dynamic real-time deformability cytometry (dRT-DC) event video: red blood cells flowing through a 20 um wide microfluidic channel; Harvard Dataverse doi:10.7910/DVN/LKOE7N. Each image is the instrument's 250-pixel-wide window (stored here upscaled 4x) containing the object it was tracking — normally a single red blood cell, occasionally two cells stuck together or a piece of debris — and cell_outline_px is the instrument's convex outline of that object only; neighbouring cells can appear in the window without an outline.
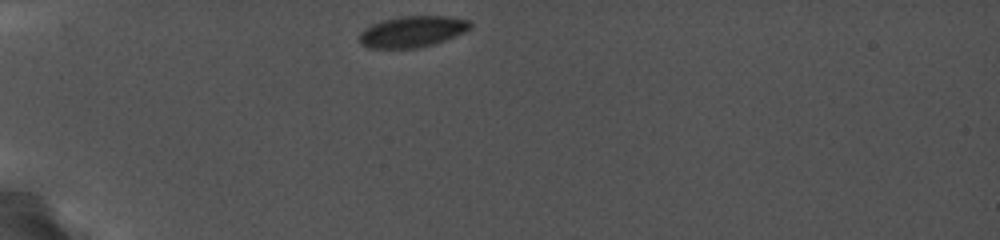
{"species": "common noctule bat (a hibernating species)", "species_latin": "Nyctalus noctula", "temperature_condition": "cold", "stored_images_in_passage": 33, "camera_frame_rate_fps": 5000, "um_per_image_px": 0.085, "animal": {"sex": "female", "body_mass_g": 19.0, "forearm_length_mm": 56.7}, "frame": {"image": 1, "passage_image": 1, "time_ms": 0.0, "image_size_px": [1000, 240], "cell_outline_px": [[472, 28], [456, 36], [420, 48], [368, 48], [360, 44], [360, 32], [364, 28], [372, 24], [384, 20], [400, 16], [448, 16], [468, 20], [472, 24]], "centroid_in_image_um": [35.05, 2.68], "position_along_channel_um": 50.0, "area_um2": 20.17}}
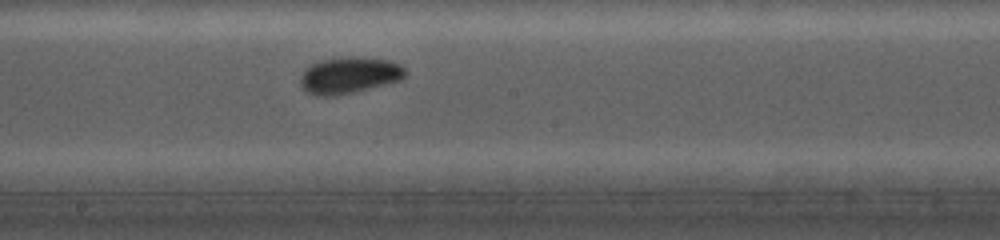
{"frame": {"image": 2, "passage_image": 17, "time_ms": 5.4, "image_size_px": [1000, 240], "cell_outline_px": [[408, 72], [400, 80], [352, 92], [328, 96], [316, 96], [308, 92], [300, 84], [300, 76], [304, 68], [320, 60], [348, 56], [356, 56], [388, 60], [400, 64]], "centroid_in_image_um": [29.66, 6.37], "position_along_channel_um": 218.5, "area_um2": 22.2}}
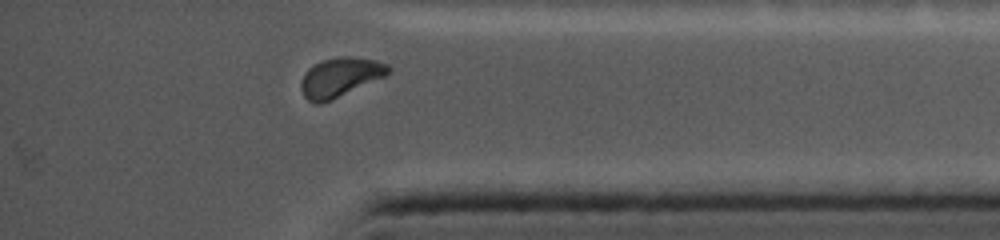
{"frame": {"image": 3, "passage_image": 31, "time_ms": 10.4, "image_size_px": [1000, 240], "cell_outline_px": [[392, 72], [384, 76], [332, 100], [320, 104], [316, 104], [308, 100], [304, 96], [300, 88], [300, 84], [308, 68], [312, 64], [320, 60], [344, 56], [348, 56], [376, 60], [388, 64], [392, 68]], "centroid_in_image_um": [28.91, 6.56], "position_along_channel_um": 406.3, "area_um2": 20.0}}